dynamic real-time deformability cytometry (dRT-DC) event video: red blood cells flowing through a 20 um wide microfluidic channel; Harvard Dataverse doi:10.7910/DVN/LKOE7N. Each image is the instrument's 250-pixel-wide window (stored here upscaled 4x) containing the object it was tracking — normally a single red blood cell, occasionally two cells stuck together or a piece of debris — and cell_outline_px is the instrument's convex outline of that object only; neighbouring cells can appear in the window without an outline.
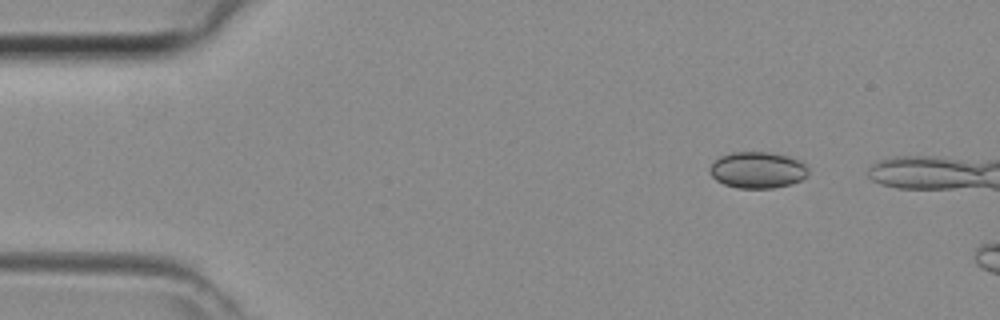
{"species": "common noctule bat (a hibernating species)", "species_latin": "Nyctalus noctula", "temperature_condition": "room temperature", "stored_images_in_passage": 6, "camera_frame_rate_fps": 3000, "um_per_image_px": 0.085, "animal": {"sex": "female", "body_mass_g": 29.2, "forearm_length_mm": 56.3}, "frame": {"image": 1, "passage_image": 1, "time_ms": 0.0, "image_size_px": [1000, 320], "cell_outline_px": [[808, 172], [800, 180], [792, 184], [772, 188], [736, 188], [724, 184], [716, 180], [712, 176], [708, 168], [720, 156], [732, 152], [768, 152], [788, 156], [804, 164], [808, 168]], "centroid_in_image_um": [64.36, 14.45], "position_along_channel_um": 20.6, "area_um2": 20.75}}